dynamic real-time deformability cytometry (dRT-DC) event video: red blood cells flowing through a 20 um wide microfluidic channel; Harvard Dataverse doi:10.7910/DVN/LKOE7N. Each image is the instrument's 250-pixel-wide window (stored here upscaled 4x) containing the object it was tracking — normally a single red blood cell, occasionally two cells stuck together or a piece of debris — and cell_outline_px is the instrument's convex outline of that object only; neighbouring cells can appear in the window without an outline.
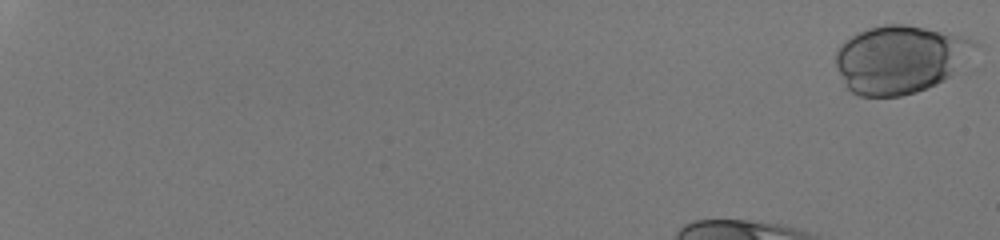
{"species": "human", "species_latin": "Homo sapiens", "temperature_condition": "room temperature", "stored_images_in_passage": 42, "camera_frame_rate_fps": 3000, "um_per_image_px": 0.085, "donor": {"sex": "male"}, "frame": {"image": 1, "passage_image": 1, "time_ms": 0.0, "image_size_px": [1000, 240], "cell_outline_px": [[984, 44], [956, 72], [944, 80], [936, 84], [916, 92], [900, 96], [860, 96], [852, 92], [844, 84], [836, 64], [836, 52], [840, 44], [852, 36], [868, 28], [884, 24], [904, 24], [924, 28], [960, 36], [976, 40]], "centroid_in_image_um": [76.56, 5.03], "position_along_channel_um": 8.4, "area_um2": 55.26}}
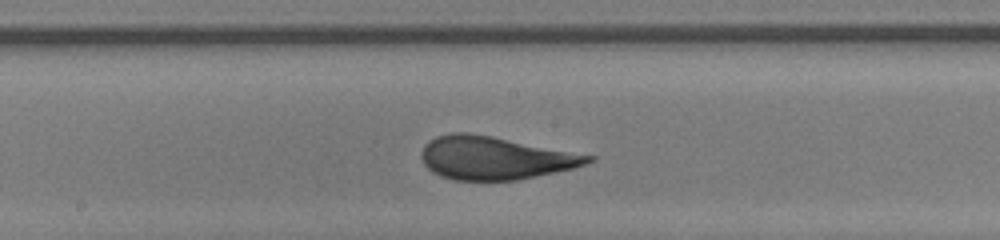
{"frame": {"image": 2, "passage_image": 28, "time_ms": 9.0, "image_size_px": [1000, 240], "cell_outline_px": [[596, 160], [572, 168], [516, 180], [452, 180], [440, 176], [432, 172], [424, 164], [420, 156], [420, 152], [424, 144], [428, 140], [436, 136], [452, 132], [468, 132], [492, 136], [596, 156]], "centroid_in_image_um": [42.01, 13.41], "position_along_channel_um": 206.2, "area_um2": 41.85}}
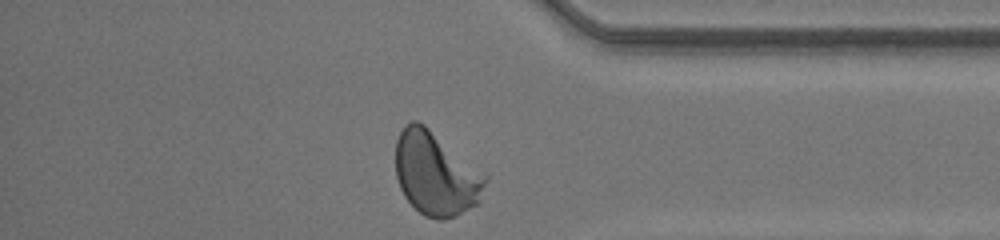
{"frame": {"image": 3, "passage_image": 42, "time_ms": 13.667, "image_size_px": [1000, 240], "cell_outline_px": [[488, 180], [480, 204], [456, 216], [444, 220], [436, 220], [424, 216], [404, 196], [400, 188], [396, 176], [396, 140], [404, 124], [412, 120], [416, 120], [424, 124], [488, 172]], "centroid_in_image_um": [37.12, 14.76], "position_along_channel_um": 398.1, "area_um2": 44.97}, "authors_computed_cell_mechanics": {"area_um2": 42.6564, "velocity_mm_per_s": 4.2319, "shape_relaxation_time_tau1_ms": 3.5844, "shape_relaxation_time_tau2_ms": null, "deformation_change_tau1": 0.1626, "deformation_change_tau2": null}}